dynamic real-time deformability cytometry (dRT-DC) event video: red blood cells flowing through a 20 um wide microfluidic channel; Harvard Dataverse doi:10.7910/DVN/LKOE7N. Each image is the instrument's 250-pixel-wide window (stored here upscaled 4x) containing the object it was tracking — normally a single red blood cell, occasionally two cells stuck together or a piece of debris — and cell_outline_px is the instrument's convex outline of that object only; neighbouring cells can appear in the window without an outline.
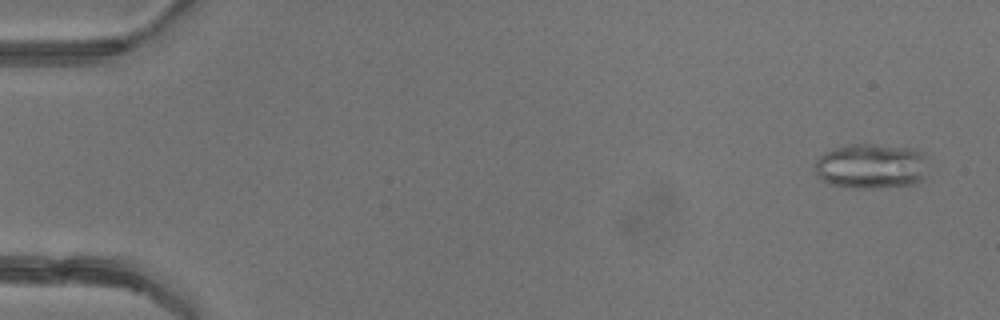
{"species": "common noctule bat (a hibernating species)", "species_latin": "Nyctalus noctula", "temperature_condition": "warm", "stored_images_in_passage": 5, "camera_frame_rate_fps": 3000, "um_per_image_px": 0.085, "animal": {"sex": "female"}, "frame": {"image": 1, "passage_image": 1, "time_ms": 0.0, "image_size_px": [1000, 320], "cell_outline_px": [[924, 180], [912, 184], [876, 188], [856, 188], [828, 184], [816, 176], [816, 160], [824, 152], [832, 148], [848, 144], [868, 144], [908, 148], [924, 152]], "centroid_in_image_um": [74.0, 14.13], "position_along_channel_um": 11.0, "area_um2": 29.65}}